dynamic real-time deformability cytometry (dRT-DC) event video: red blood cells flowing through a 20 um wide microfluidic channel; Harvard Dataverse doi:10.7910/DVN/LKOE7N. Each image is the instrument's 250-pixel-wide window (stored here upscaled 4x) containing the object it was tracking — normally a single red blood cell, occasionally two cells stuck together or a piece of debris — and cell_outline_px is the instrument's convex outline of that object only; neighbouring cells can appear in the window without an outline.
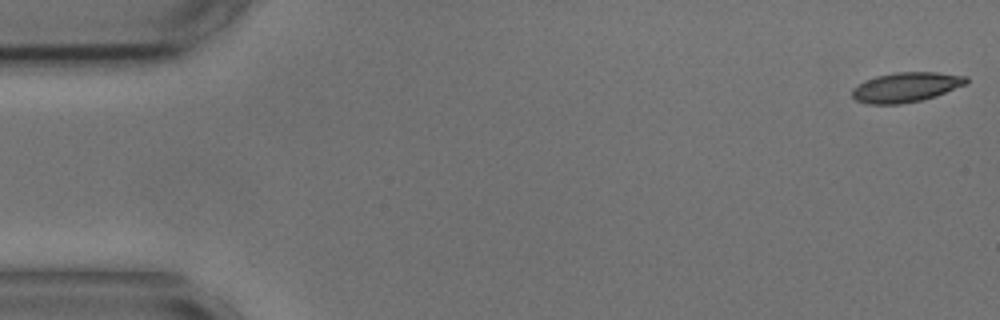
{"species": "common noctule bat (a hibernating species)", "species_latin": "Nyctalus noctula", "temperature_condition": "cold", "stored_images_in_passage": 55, "camera_frame_rate_fps": 3000, "um_per_image_px": 0.085, "animal": {"sex": "male", "body_mass_g": 17.9, "forearm_length_mm": 54.2}, "frame": {"image": 1, "passage_image": 1, "time_ms": 0.0, "image_size_px": [1000, 320], "cell_outline_px": [[968, 84], [936, 96], [920, 100], [900, 104], [868, 104], [856, 100], [852, 96], [852, 88], [864, 80], [876, 76], [896, 72], [936, 72], [968, 76]], "centroid_in_image_um": [77.02, 7.4], "position_along_channel_um": 8.0, "area_um2": 19.94}}
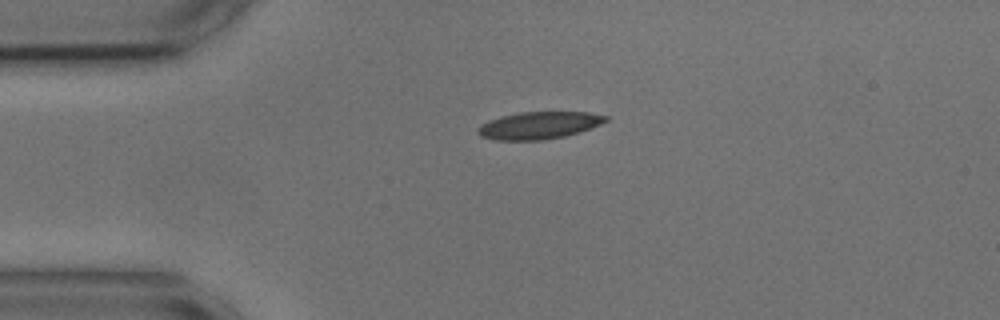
{"frame": {"image": 2, "passage_image": 12, "time_ms": 3.667, "image_size_px": [1000, 320], "cell_outline_px": [[608, 120], [600, 124], [580, 132], [564, 136], [544, 140], [496, 140], [480, 136], [476, 132], [476, 128], [480, 124], [488, 120], [500, 116], [520, 112], [588, 112], [608, 116]], "centroid_in_image_um": [45.76, 10.65], "position_along_channel_um": 39.2, "area_um2": 20.46}}
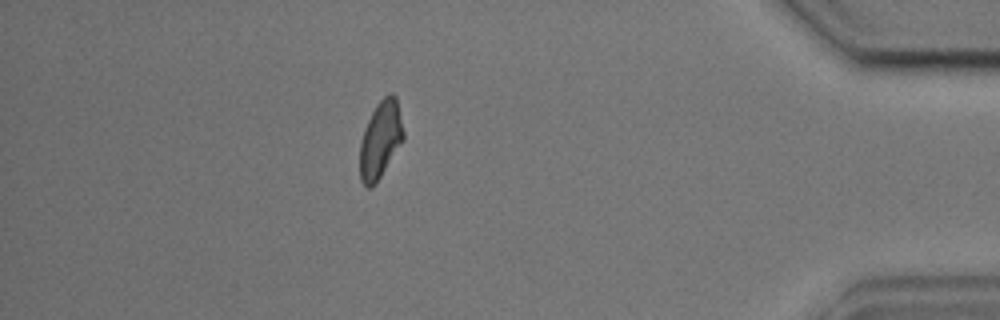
{"frame": {"image": 3, "passage_image": 48, "time_ms": 15.667, "image_size_px": [1000, 320], "cell_outline_px": [[404, 140], [376, 184], [372, 188], [368, 188], [360, 180], [360, 140], [364, 128], [376, 104], [388, 92], [392, 92], [396, 96], [404, 132]], "centroid_in_image_um": [32.34, 11.87], "position_along_channel_um": 402.9, "area_um2": 19.83}, "authors_computed_cell_mechanics": {"area_um2": 19.941, "velocity_mm_per_s": 3.6165, "shape_relaxation_time_tau1_ms": 4.1577, "shape_relaxation_time_tau2_ms": 3.5689, "deformation_change_tau1": 0.1483, "deformation_change_tau2": 0.0871}}